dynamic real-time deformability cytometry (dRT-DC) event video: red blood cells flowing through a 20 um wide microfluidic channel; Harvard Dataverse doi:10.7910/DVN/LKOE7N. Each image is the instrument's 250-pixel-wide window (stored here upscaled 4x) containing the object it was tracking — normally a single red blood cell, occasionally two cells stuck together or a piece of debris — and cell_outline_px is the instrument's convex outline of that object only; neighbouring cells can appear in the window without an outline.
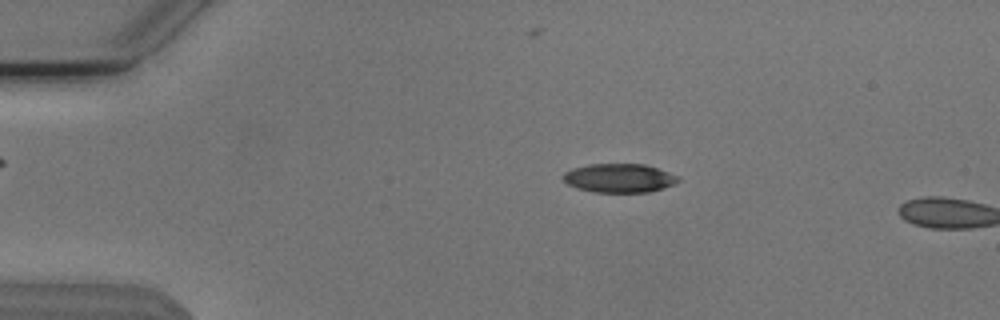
{"species": "Egyptian fruit bat (a non-hibernating species)", "species_latin": "Rousettus aegyptiacus", "temperature_condition": "cold", "stored_images_in_passage": 52, "camera_frame_rate_fps": 3000, "um_per_image_px": 0.085, "animal": {"sex": "male"}, "frame": {"image": 1, "passage_image": 10, "time_ms": 3.0, "image_size_px": [1000, 320], "cell_outline_px": [[680, 180], [664, 188], [648, 192], [592, 192], [576, 188], [568, 184], [564, 180], [564, 172], [572, 168], [588, 164], [644, 164], [680, 176]], "centroid_in_image_um": [52.63, 15.14], "position_along_channel_um": 32.4, "area_um2": 19.31}}
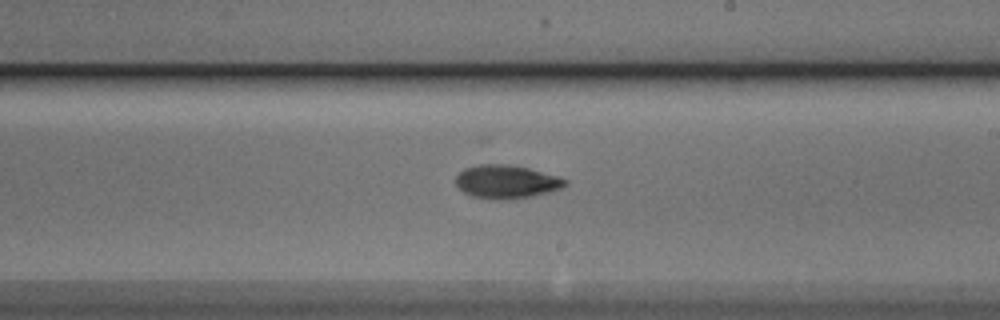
{"frame": {"image": 2, "passage_image": 31, "time_ms": 10.0, "image_size_px": [1000, 320], "cell_outline_px": [[568, 184], [560, 188], [548, 192], [532, 196], [500, 200], [492, 200], [472, 196], [464, 192], [456, 184], [456, 176], [464, 168], [476, 164], [508, 164], [528, 168], [556, 176], [568, 180]], "centroid_in_image_um": [43.02, 15.44], "position_along_channel_um": 246.0, "area_um2": 21.21}}
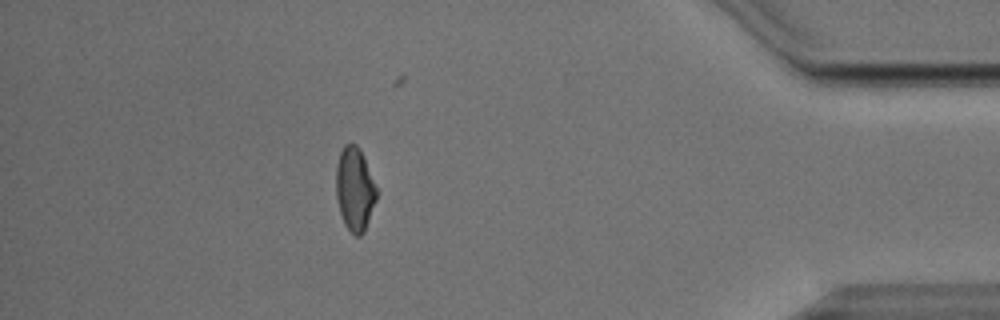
{"frame": {"image": 3, "passage_image": 47, "time_ms": 15.333, "image_size_px": [1000, 320], "cell_outline_px": [[376, 200], [364, 232], [360, 236], [356, 236], [344, 224], [340, 212], [336, 196], [336, 164], [340, 152], [344, 144], [356, 144], [360, 148], [364, 156], [376, 188]], "centroid_in_image_um": [30.14, 16.05], "position_along_channel_um": 405.1, "area_um2": 19.59}}